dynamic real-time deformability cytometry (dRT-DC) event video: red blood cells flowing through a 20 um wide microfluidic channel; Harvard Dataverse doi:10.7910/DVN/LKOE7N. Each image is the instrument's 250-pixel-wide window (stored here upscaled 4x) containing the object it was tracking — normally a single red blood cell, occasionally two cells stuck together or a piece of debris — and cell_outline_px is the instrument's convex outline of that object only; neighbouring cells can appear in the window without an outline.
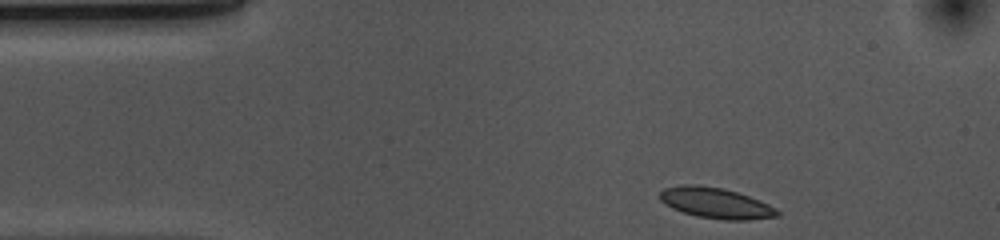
{"species": "common noctule bat (a hibernating species)", "species_latin": "Nyctalus noctula", "temperature_condition": "cold", "stored_images_in_passage": 36, "camera_frame_rate_fps": 3000, "um_per_image_px": 0.085, "animal": {"sex": "female", "body_mass_g": 10.0, "forearm_length_mm": 53.1}, "frame": {"image": 1, "passage_image": 1, "time_ms": 0.0, "image_size_px": [1000, 240], "cell_outline_px": [[780, 216], [748, 220], [724, 220], [696, 216], [672, 208], [664, 204], [660, 200], [660, 192], [664, 188], [684, 184], [696, 184], [724, 188], [748, 196], [768, 204], [776, 208], [780, 212]], "centroid_in_image_um": [60.84, 17.26], "position_along_channel_um": 24.2, "area_um2": 21.04}}
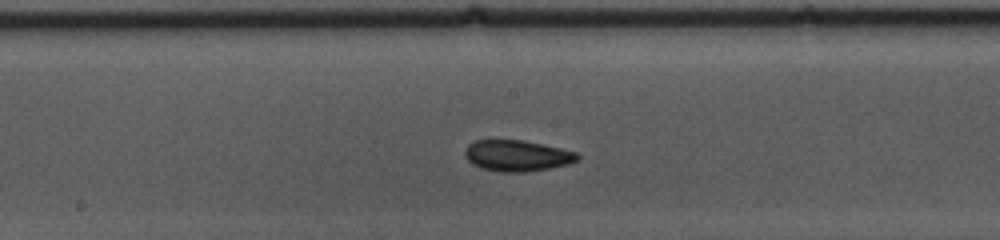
{"frame": {"image": 2, "passage_image": 20, "time_ms": 6.333, "image_size_px": [1000, 240], "cell_outline_px": [[580, 160], [568, 164], [548, 168], [524, 172], [500, 172], [480, 168], [472, 164], [464, 156], [464, 152], [468, 144], [476, 140], [524, 140], [560, 148], [576, 152], [580, 156]], "centroid_in_image_um": [43.94, 13.23], "position_along_channel_um": 204.3, "area_um2": 20.46}}
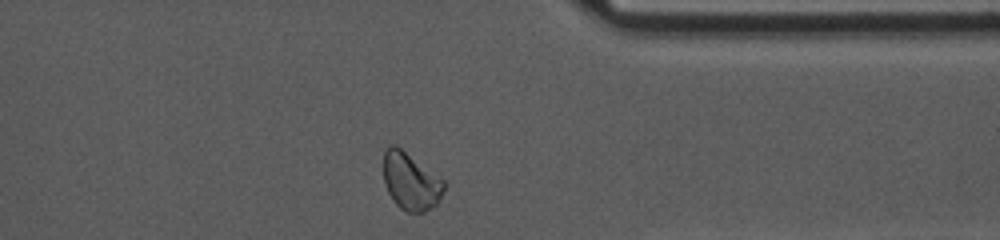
{"frame": {"image": 3, "passage_image": 35, "time_ms": 11.333, "image_size_px": [1000, 240], "cell_outline_px": [[444, 188], [436, 204], [424, 212], [408, 212], [400, 208], [396, 204], [388, 192], [384, 184], [384, 152], [392, 144], [396, 144], [444, 180]], "centroid_in_image_um": [34.89, 15.4], "position_along_channel_um": 376.5, "area_um2": 19.94}, "authors_computed_cell_mechanics": {"area_um2": 20.2878, "velocity_mm_per_s": 3.6519, "shape_relaxation_time_tau1_ms": 4.3875, "shape_relaxation_time_tau2_ms": 3.6219, "deformation_change_tau1": 0.0771, "deformation_change_tau2": 0.0726}}